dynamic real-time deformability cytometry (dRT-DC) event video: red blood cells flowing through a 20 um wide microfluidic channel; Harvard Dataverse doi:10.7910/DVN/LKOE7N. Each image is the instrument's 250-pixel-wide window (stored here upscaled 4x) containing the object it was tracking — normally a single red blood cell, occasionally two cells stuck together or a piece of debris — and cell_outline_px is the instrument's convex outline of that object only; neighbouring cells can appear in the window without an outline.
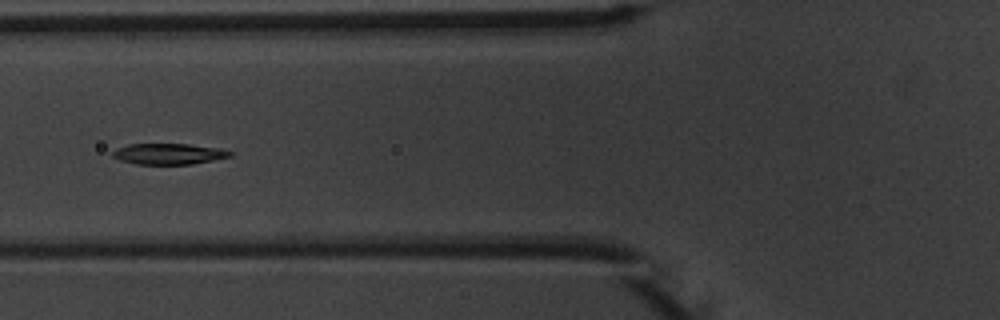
{"species": "common noctule bat (a hibernating species)", "species_latin": "Nyctalus noctula", "temperature_condition": "warm", "stored_images_in_passage": 6, "camera_frame_rate_fps": 3000, "um_per_image_px": 0.085, "animal": {"sex": "male", "body_mass_g": 20.1, "forearm_length_mm": 53.5}, "frame": {"image": 1, "passage_image": 6, "time_ms": 6.667, "image_size_px": [1000, 320], "cell_outline_px": [[232, 156], [192, 164], [136, 164], [120, 160], [112, 156], [112, 152], [116, 148], [128, 144], [188, 144], [220, 148], [232, 152]], "centroid_in_image_um": [14.32, 13.07], "position_along_channel_um": 111.5, "area_um2": 14.28}}